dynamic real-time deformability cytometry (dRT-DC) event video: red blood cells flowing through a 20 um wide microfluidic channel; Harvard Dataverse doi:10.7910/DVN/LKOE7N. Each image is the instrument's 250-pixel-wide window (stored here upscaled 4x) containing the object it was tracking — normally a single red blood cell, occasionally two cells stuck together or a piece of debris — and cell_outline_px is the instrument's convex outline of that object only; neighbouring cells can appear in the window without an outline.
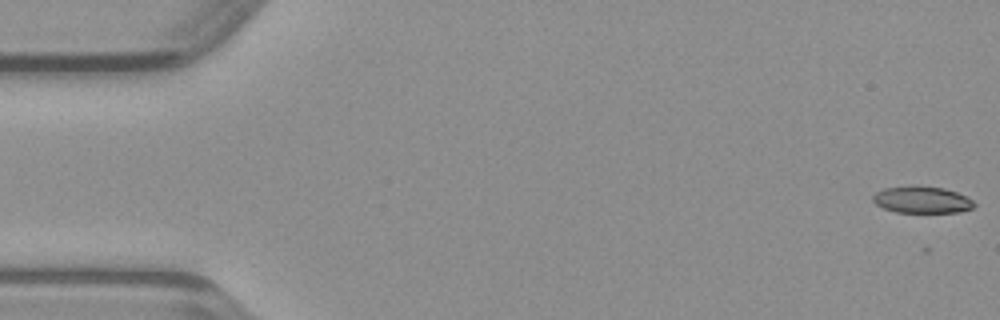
{"species": "common noctule bat (a hibernating species)", "species_latin": "Nyctalus noctula", "temperature_condition": "warm", "stored_images_in_passage": 49, "camera_frame_rate_fps": 3000, "um_per_image_px": 0.085, "animal": {"sex": "male", "body_mass_g": 23.1, "forearm_length_mm": 52.7}, "frame": {"image": 1, "passage_image": 2, "time_ms": 0.333, "image_size_px": [1000, 320], "cell_outline_px": [[976, 204], [972, 208], [960, 212], [896, 212], [884, 208], [876, 204], [872, 200], [872, 196], [876, 192], [884, 188], [908, 184], [944, 188], [956, 192], [972, 200]], "centroid_in_image_um": [78.33, 16.96], "position_along_channel_um": 6.7, "area_um2": 15.95}}
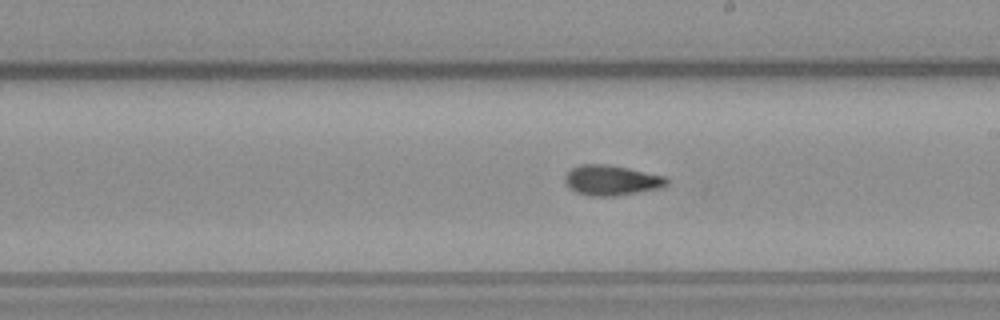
{"frame": {"image": 2, "passage_image": 28, "time_ms": 9.0, "image_size_px": [1000, 320], "cell_outline_px": [[668, 184], [664, 188], [616, 196], [588, 196], [576, 192], [564, 180], [564, 176], [572, 168], [580, 164], [608, 164], [628, 168], [664, 176], [668, 180]], "centroid_in_image_um": [52.01, 15.33], "position_along_channel_um": 237.0, "area_um2": 17.98}}
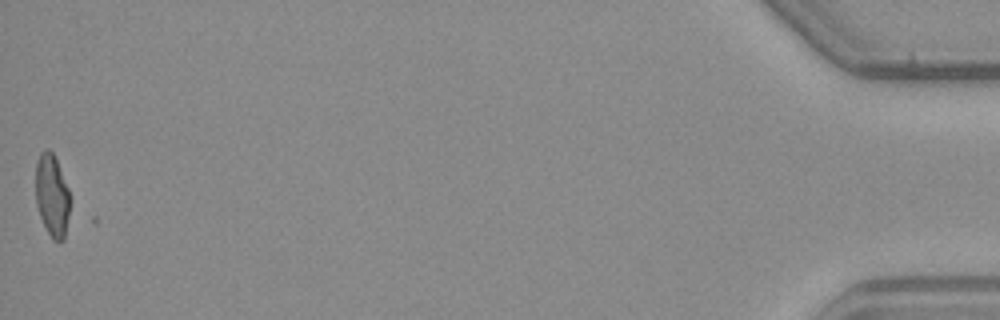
{"frame": {"image": 3, "passage_image": 49, "time_ms": 16.0, "image_size_px": [1000, 320], "cell_outline_px": [[68, 216], [64, 240], [52, 240], [40, 216], [36, 204], [36, 164], [40, 152], [44, 148], [48, 148], [52, 152], [56, 160], [68, 188]], "centroid_in_image_um": [4.39, 16.59], "position_along_channel_um": 430.8, "area_um2": 16.13}}